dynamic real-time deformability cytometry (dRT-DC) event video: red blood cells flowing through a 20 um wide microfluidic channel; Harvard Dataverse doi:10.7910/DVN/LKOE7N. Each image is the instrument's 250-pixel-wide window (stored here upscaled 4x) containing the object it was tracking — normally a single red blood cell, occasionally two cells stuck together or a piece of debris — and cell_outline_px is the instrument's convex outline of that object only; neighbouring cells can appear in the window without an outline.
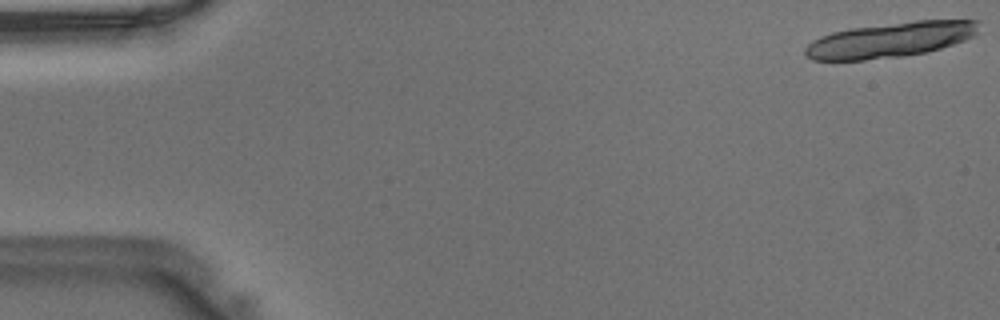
{"species": "Egyptian fruit bat (a non-hibernating species)", "species_latin": "Rousettus aegyptiacus", "temperature_condition": "warm", "stored_images_in_passage": 23, "camera_frame_rate_fps": 3000, "um_per_image_px": 0.085, "animal": {"sex": "male"}, "frame": {"image": 1, "passage_image": 1, "time_ms": 0.0, "image_size_px": [1000, 320], "cell_outline_px": [[980, 20], [976, 32], [972, 36], [964, 40], [928, 52], [904, 56], [864, 60], [812, 60], [804, 56], [804, 48], [812, 40], [820, 36], [832, 32], [852, 28], [916, 20]], "centroid_in_image_um": [75.63, 3.39], "position_along_channel_um": 9.4, "area_um2": 35.55}}
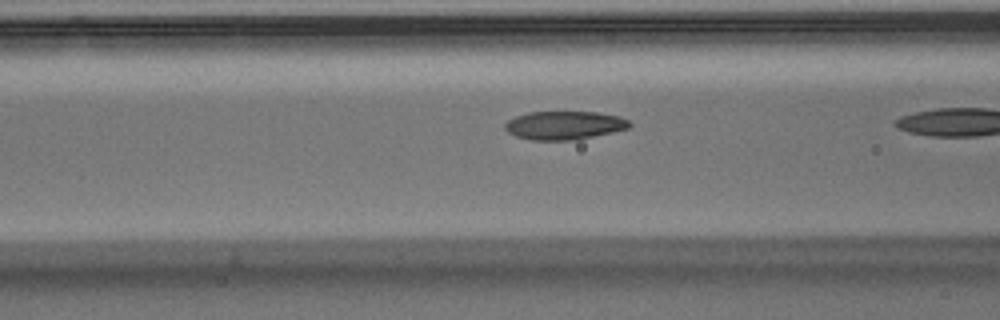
{"frame": {"image": 2, "passage_image": 17, "time_ms": 5.333, "image_size_px": [1000, 320], "cell_outline_px": [[632, 124], [628, 128], [612, 132], [572, 140], [532, 140], [516, 136], [508, 132], [504, 128], [504, 124], [508, 120], [516, 116], [528, 112], [600, 112], [620, 116], [628, 120]], "centroid_in_image_um": [47.96, 10.64], "position_along_channel_um": 118.6, "area_um2": 20.58}}
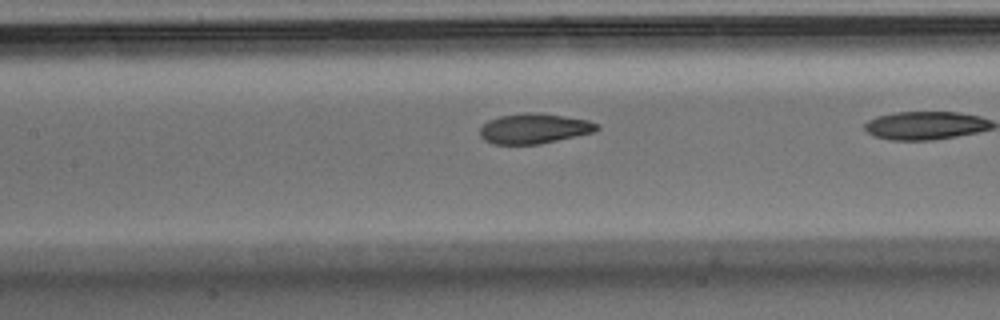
{"frame": {"image": 3, "passage_image": 20, "time_ms": 6.333, "image_size_px": [1000, 320], "cell_outline_px": [[600, 128], [596, 132], [540, 144], [492, 144], [484, 140], [480, 136], [480, 128], [488, 120], [500, 116], [524, 112], [536, 112], [564, 116], [588, 120], [600, 124]], "centroid_in_image_um": [45.43, 10.92], "position_along_channel_um": 162.0, "area_um2": 20.75}}